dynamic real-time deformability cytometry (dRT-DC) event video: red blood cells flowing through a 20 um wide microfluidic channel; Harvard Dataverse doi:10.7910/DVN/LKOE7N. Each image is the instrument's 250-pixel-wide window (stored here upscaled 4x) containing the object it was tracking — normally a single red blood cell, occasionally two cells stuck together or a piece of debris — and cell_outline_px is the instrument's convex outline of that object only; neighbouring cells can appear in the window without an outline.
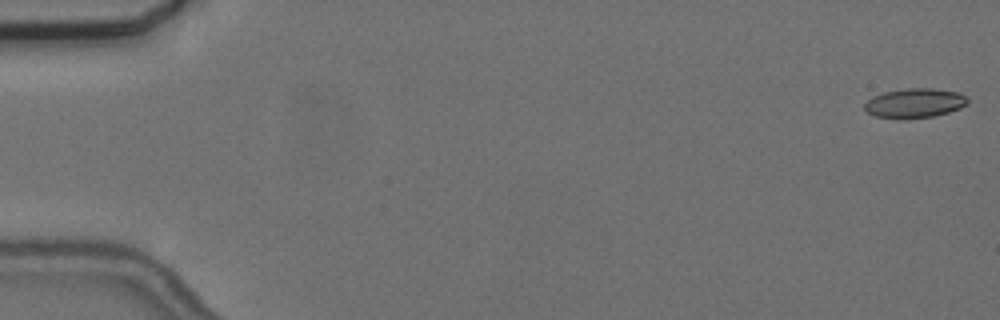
{"species": "common noctule bat (a hibernating species)", "species_latin": "Nyctalus noctula", "temperature_condition": "cold", "stored_images_in_passage": 57, "camera_frame_rate_fps": 3000, "um_per_image_px": 0.085, "animal": {"sex": "female", "body_mass_g": 24.6, "forearm_length_mm": 56.2}, "frame": {"image": 1, "passage_image": 1, "time_ms": 0.0, "image_size_px": [1000, 320], "cell_outline_px": [[968, 104], [960, 108], [948, 112], [932, 116], [900, 120], [876, 116], [868, 112], [864, 108], [864, 104], [872, 96], [884, 92], [908, 88], [932, 88], [960, 92], [968, 100]], "centroid_in_image_um": [77.74, 8.77], "position_along_channel_um": 7.3, "area_um2": 17.8}}
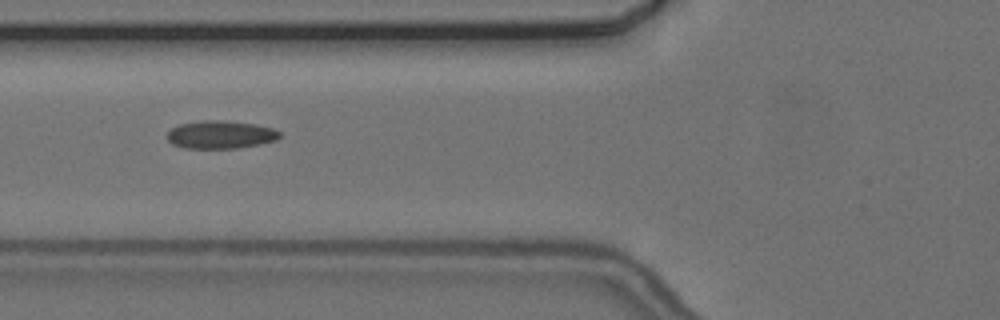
{"frame": {"image": 2, "passage_image": 22, "time_ms": 7.0, "image_size_px": [1000, 320], "cell_outline_px": [[280, 136], [276, 140], [260, 144], [236, 148], [184, 148], [172, 144], [168, 140], [168, 132], [172, 128], [180, 124], [204, 120], [216, 120], [256, 124], [272, 128], [280, 132]], "centroid_in_image_um": [18.74, 11.45], "position_along_channel_um": 107.1, "area_um2": 18.15}}
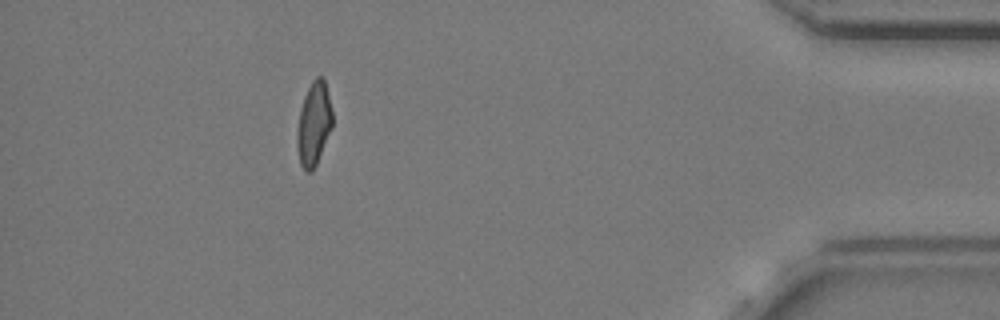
{"frame": {"image": 3, "passage_image": 51, "time_ms": 16.667, "image_size_px": [1000, 320], "cell_outline_px": [[332, 128], [316, 164], [312, 172], [304, 172], [300, 164], [296, 144], [296, 132], [300, 108], [304, 96], [312, 80], [316, 76], [324, 76], [332, 108]], "centroid_in_image_um": [26.66, 10.52], "position_along_channel_um": 408.5, "area_um2": 17.51}, "authors_computed_cell_mechanics": {"area_um2": 17.8024, "velocity_mm_per_s": 3.6685, "shape_relaxation_time_tau1_ms": null, "shape_relaxation_time_tau2_ms": 2.2244, "deformation_change_tau1": null, "deformation_change_tau2": 0.0827}}